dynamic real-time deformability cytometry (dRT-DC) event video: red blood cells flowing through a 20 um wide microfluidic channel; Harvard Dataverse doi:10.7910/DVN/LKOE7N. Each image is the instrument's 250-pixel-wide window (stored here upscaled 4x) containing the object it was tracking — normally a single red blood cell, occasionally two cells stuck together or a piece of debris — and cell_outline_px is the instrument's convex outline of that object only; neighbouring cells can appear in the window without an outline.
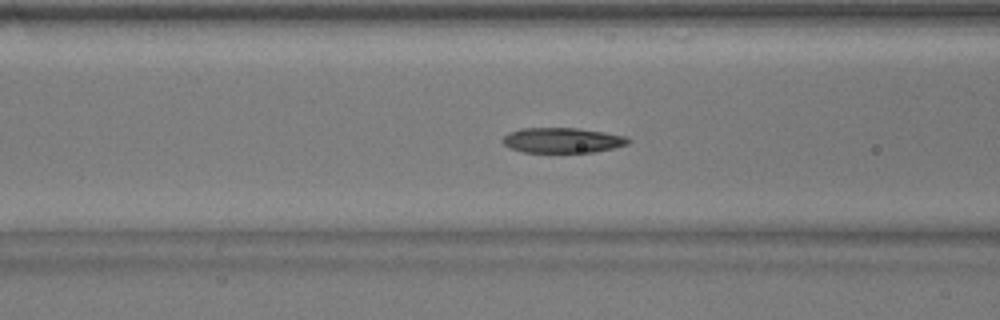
{"species": "common noctule bat (a hibernating species)", "species_latin": "Nyctalus noctula", "temperature_condition": "warm", "stored_images_in_passage": 54, "camera_frame_rate_fps": 3000, "um_per_image_px": 0.085, "animal": {"sex": "male", "body_mass_g": 17.9}, "frame": {"image": 1, "passage_image": 21, "time_ms": 6.667, "image_size_px": [1000, 320], "cell_outline_px": [[632, 140], [628, 144], [596, 152], [524, 152], [508, 148], [500, 140], [508, 132], [520, 128], [580, 128], [628, 136]], "centroid_in_image_um": [47.8, 11.92], "position_along_channel_um": 118.8, "area_um2": 18.67}}
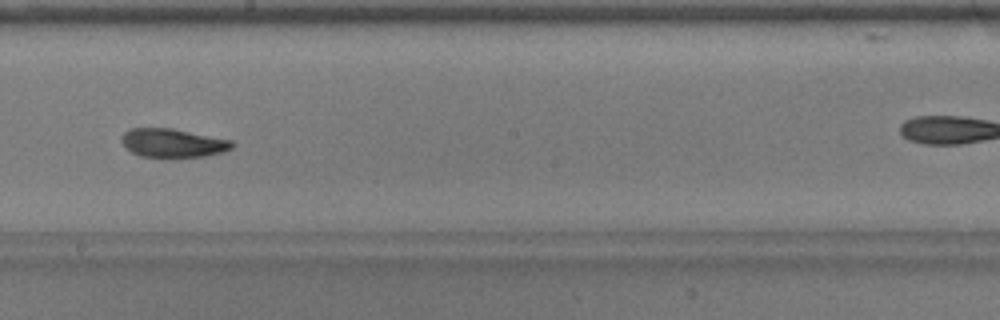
{"frame": {"image": 2, "passage_image": 30, "time_ms": 9.667, "image_size_px": [1000, 320], "cell_outline_px": [[236, 144], [232, 148], [224, 152], [204, 156], [168, 160], [140, 156], [132, 152], [120, 140], [120, 136], [128, 128], [172, 128], [232, 140]], "centroid_in_image_um": [14.69, 12.19], "position_along_channel_um": 233.5, "area_um2": 19.25}}
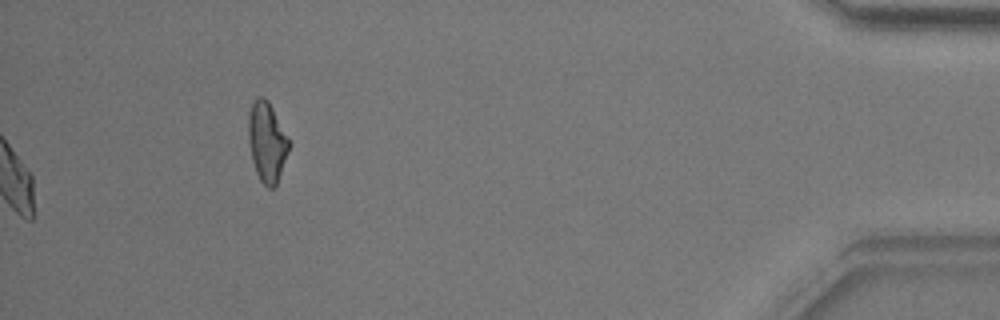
{"frame": {"image": 3, "passage_image": 54, "time_ms": 17.667, "image_size_px": [1000, 320], "cell_outline_px": [[288, 152], [276, 184], [272, 188], [268, 188], [260, 180], [256, 172], [252, 160], [248, 140], [248, 112], [252, 104], [260, 96], [264, 96], [268, 100], [288, 140]], "centroid_in_image_um": [22.65, 12.06], "position_along_channel_um": 412.6, "area_um2": 18.38}, "authors_computed_cell_mechanics": {"area_um2": 18.7272, "velocity_mm_per_s": 3.8231, "shape_relaxation_time_tau1_ms": 3.5325, "shape_relaxation_time_tau2_ms": 2.396, "deformation_change_tau1": 0.1367, "deformation_change_tau2": 0.0804}}